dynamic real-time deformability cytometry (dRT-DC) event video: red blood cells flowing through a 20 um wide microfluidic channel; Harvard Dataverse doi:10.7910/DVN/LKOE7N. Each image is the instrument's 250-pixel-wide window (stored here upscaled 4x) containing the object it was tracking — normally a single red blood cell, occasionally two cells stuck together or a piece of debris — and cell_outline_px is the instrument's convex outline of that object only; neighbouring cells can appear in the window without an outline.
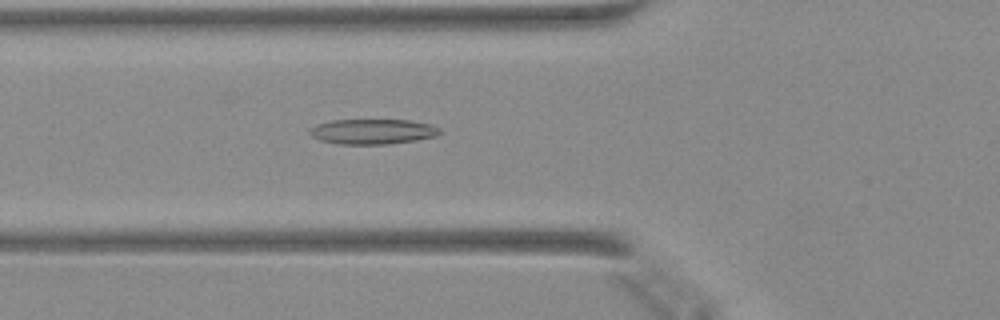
{"species": "Egyptian fruit bat (a non-hibernating species)", "species_latin": "Rousettus aegyptiacus", "temperature_condition": "warm", "stored_images_in_passage": 46, "camera_frame_rate_fps": 3000, "um_per_image_px": 0.085, "animal": {"sex": "female"}, "frame": {"image": 1, "passage_image": 16, "time_ms": 5.0, "image_size_px": [1000, 320], "cell_outline_px": [[444, 132], [436, 136], [416, 140], [388, 144], [336, 144], [320, 140], [312, 136], [308, 132], [316, 124], [332, 120], [412, 120], [432, 124], [440, 128]], "centroid_in_image_um": [31.72, 11.18], "position_along_channel_um": 94.1, "area_um2": 19.25}}
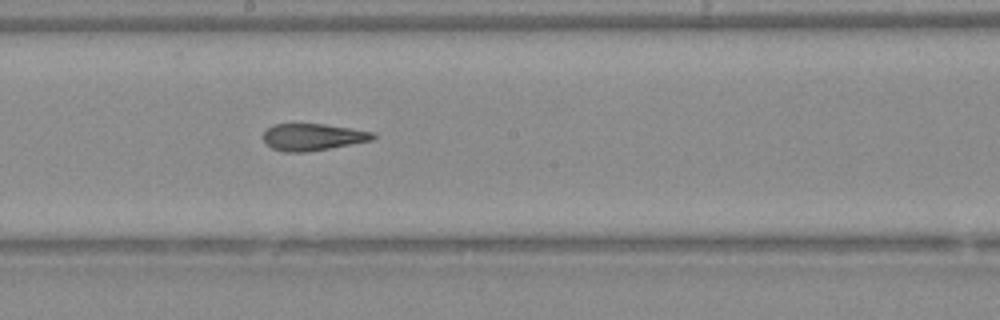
{"frame": {"image": 2, "passage_image": 25, "time_ms": 8.0, "image_size_px": [1000, 320], "cell_outline_px": [[376, 136], [372, 140], [308, 152], [284, 152], [272, 148], [264, 140], [264, 132], [272, 124], [324, 124], [352, 128], [376, 132]], "centroid_in_image_um": [26.61, 11.64], "position_along_channel_um": 221.6, "area_um2": 17.17}}
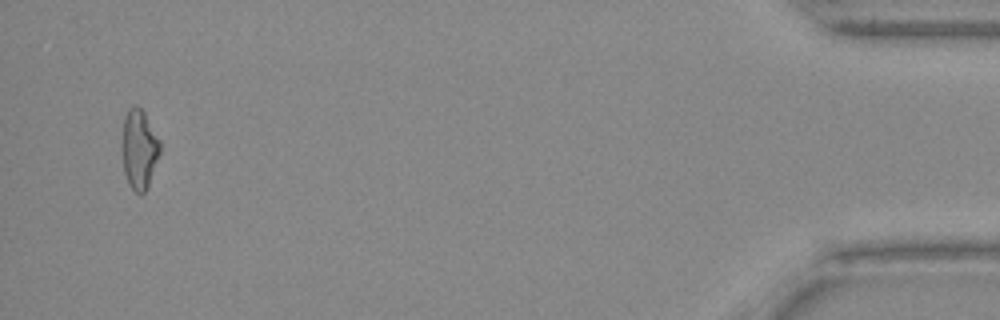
{"frame": {"image": 3, "passage_image": 45, "time_ms": 14.667, "image_size_px": [1000, 320], "cell_outline_px": [[160, 152], [148, 188], [144, 192], [136, 192], [132, 188], [124, 172], [120, 148], [124, 116], [128, 108], [136, 104], [144, 112], [160, 140]], "centroid_in_image_um": [11.81, 12.64], "position_along_channel_um": 423.4, "area_um2": 17.86}}